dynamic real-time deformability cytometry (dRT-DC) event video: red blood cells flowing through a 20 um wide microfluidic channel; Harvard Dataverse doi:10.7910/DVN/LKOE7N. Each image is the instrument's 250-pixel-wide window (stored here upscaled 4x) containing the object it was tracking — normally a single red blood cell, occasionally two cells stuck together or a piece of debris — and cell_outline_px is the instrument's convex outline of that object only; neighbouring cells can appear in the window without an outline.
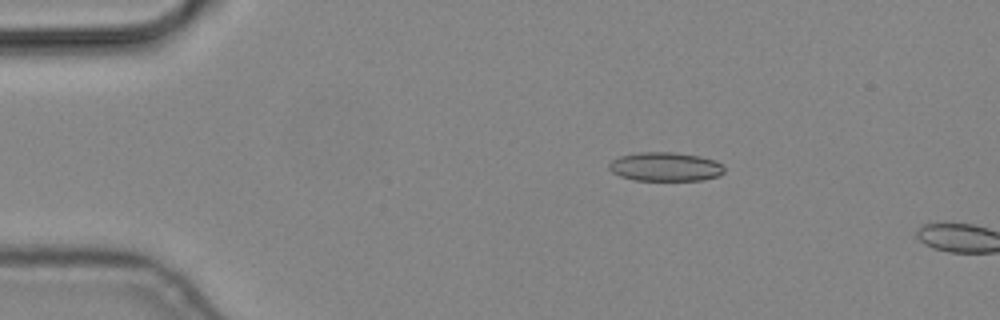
{"species": "common noctule bat (a hibernating species)", "species_latin": "Nyctalus noctula", "temperature_condition": "cold", "stored_images_in_passage": 3, "camera_frame_rate_fps": 3000, "um_per_image_px": 0.085, "animal": {"sex": "male", "body_mass_g": 19.2, "forearm_length_mm": 51.8}, "frame": {"image": 1, "passage_image": 2, "time_ms": 0.333, "image_size_px": [1000, 320], "cell_outline_px": [[724, 172], [720, 176], [704, 180], [632, 180], [620, 176], [612, 172], [608, 168], [608, 164], [612, 160], [620, 156], [636, 152], [672, 152], [700, 156], [716, 160], [724, 164]], "centroid_in_image_um": [56.58, 14.17], "position_along_channel_um": 28.4, "area_um2": 19.71}}